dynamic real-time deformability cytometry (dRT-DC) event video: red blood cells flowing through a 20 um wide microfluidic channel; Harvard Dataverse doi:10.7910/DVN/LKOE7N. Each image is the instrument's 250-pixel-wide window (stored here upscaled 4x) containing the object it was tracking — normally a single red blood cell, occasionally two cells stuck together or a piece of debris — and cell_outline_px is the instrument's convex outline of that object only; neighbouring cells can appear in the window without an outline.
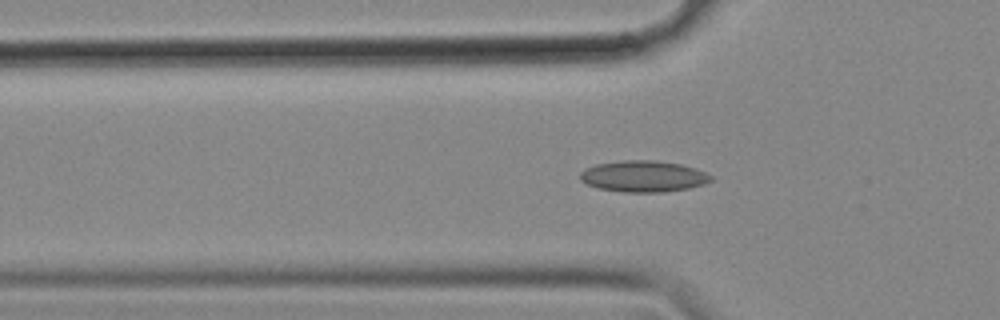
{"species": "common noctule bat (a hibernating species)", "species_latin": "Nyctalus noctula", "temperature_condition": "cold", "stored_images_in_passage": 55, "camera_frame_rate_fps": 3000, "um_per_image_px": 0.085, "animal": {"sex": "female", "body_mass_g": 18.4}, "frame": {"image": 1, "passage_image": 17, "time_ms": 5.333, "image_size_px": [1000, 320], "cell_outline_px": [[712, 180], [704, 184], [688, 188], [660, 192], [624, 192], [600, 188], [588, 184], [580, 180], [580, 172], [584, 168], [596, 164], [624, 160], [656, 160], [680, 164], [704, 172], [712, 176]], "centroid_in_image_um": [54.66, 14.98], "position_along_channel_um": 71.1, "area_um2": 23.64}}
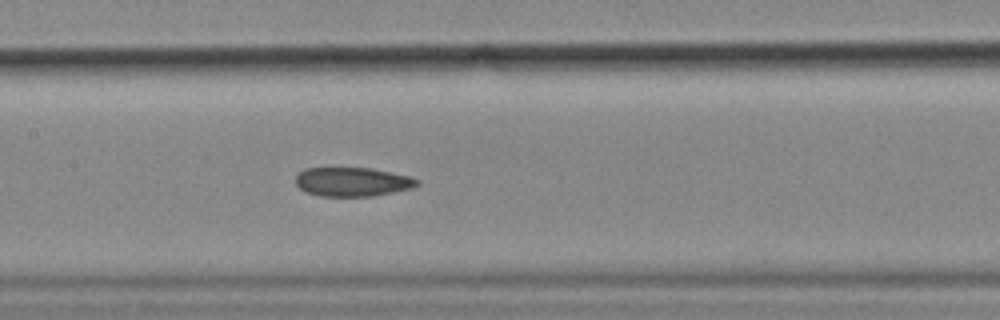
{"frame": {"image": 2, "passage_image": 26, "time_ms": 8.333, "image_size_px": [1000, 320], "cell_outline_px": [[420, 184], [412, 188], [372, 196], [320, 196], [308, 192], [300, 188], [296, 184], [296, 176], [304, 168], [372, 168], [408, 176], [420, 180]], "centroid_in_image_um": [29.97, 15.45], "position_along_channel_um": 177.4, "area_um2": 20.4}}
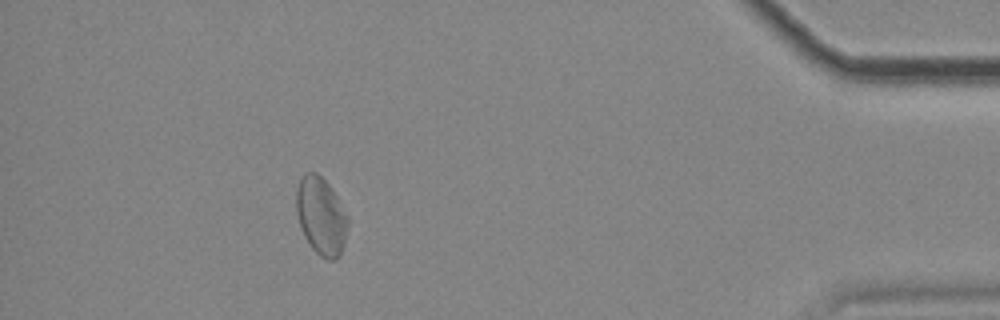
{"frame": {"image": 3, "passage_image": 50, "time_ms": 16.333, "image_size_px": [1000, 320], "cell_outline_px": [[348, 224], [340, 256], [336, 260], [328, 260], [320, 256], [312, 248], [304, 236], [296, 212], [296, 188], [304, 172], [316, 172], [328, 184], [336, 196], [348, 216]], "centroid_in_image_um": [27.28, 18.37], "position_along_channel_um": 407.9, "area_um2": 23.18}}